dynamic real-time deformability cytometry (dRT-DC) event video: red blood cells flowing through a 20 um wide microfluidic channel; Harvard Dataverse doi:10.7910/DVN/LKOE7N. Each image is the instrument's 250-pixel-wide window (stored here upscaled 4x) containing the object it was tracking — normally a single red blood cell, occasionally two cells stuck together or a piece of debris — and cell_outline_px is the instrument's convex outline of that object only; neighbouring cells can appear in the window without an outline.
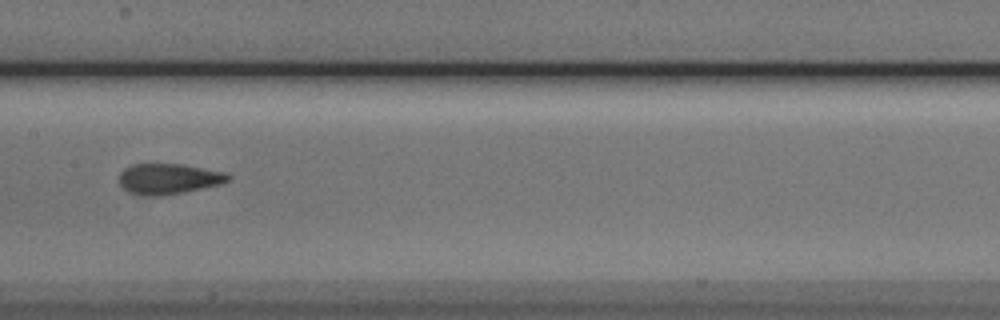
{"species": "Egyptian fruit bat (a non-hibernating species)", "species_latin": "Rousettus aegyptiacus", "temperature_condition": "cold", "stored_images_in_passage": 10, "segment_of_instrument_passage": [1, 2], "camera_frame_rate_fps": 3000, "um_per_image_px": 0.085, "animal": {"sex": "male"}, "frame": {"image": 1, "passage_image": 9, "time_ms": 9.0, "image_size_px": [1000, 320], "cell_outline_px": [[232, 176], [228, 180], [220, 184], [160, 196], [152, 196], [128, 192], [120, 184], [120, 172], [124, 168], [132, 164], [180, 164], [224, 172]], "centroid_in_image_um": [14.29, 15.19], "position_along_channel_um": 193.1, "area_um2": 19.02}}